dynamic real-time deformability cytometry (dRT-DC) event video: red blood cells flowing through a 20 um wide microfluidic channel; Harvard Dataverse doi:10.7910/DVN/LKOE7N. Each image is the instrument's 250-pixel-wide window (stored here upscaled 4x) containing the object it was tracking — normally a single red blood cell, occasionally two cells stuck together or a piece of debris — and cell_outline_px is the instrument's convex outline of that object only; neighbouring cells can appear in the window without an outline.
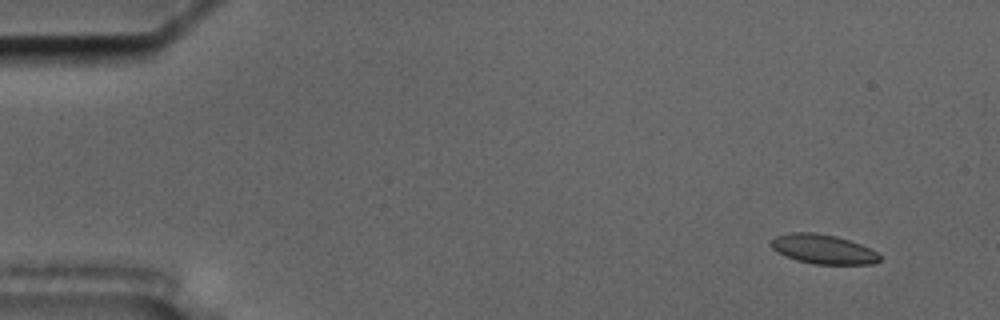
{"species": "common noctule bat (a hibernating species)", "species_latin": "Nyctalus noctula", "temperature_condition": "cold", "stored_images_in_passage": 15, "camera_frame_rate_fps": 3000, "um_per_image_px": 0.085, "animal": {"sex": "male", "body_mass_g": 17.5, "forearm_length_mm": 52.3}, "frame": {"image": 1, "passage_image": 1, "time_ms": 0.0, "image_size_px": [1000, 320], "cell_outline_px": [[880, 260], [872, 264], [812, 264], [796, 260], [784, 256], [776, 252], [772, 248], [772, 240], [776, 236], [792, 232], [816, 232], [836, 236], [860, 244], [876, 252], [880, 256]], "centroid_in_image_um": [69.93, 21.18], "position_along_channel_um": 15.1, "area_um2": 18.55}}
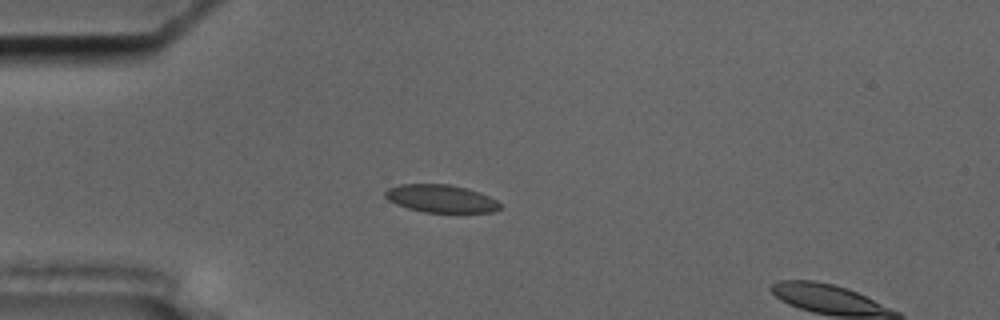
{"frame": {"image": 2, "passage_image": 12, "time_ms": 3.667, "image_size_px": [1000, 320], "cell_outline_px": [[500, 208], [492, 212], [424, 212], [408, 208], [396, 204], [388, 200], [384, 196], [384, 192], [388, 188], [400, 184], [448, 184], [480, 192], [496, 200], [500, 204]], "centroid_in_image_um": [37.44, 16.88], "position_along_channel_um": 47.6, "area_um2": 18.44}}